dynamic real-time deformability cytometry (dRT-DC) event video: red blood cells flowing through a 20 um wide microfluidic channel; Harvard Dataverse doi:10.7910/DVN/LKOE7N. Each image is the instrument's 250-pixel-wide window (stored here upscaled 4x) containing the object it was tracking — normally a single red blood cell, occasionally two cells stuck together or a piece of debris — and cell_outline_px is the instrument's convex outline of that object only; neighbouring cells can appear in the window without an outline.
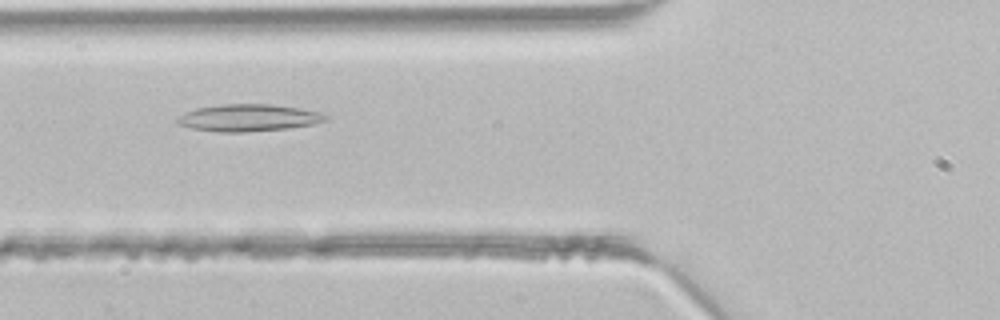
{"species": "common noctule bat (a hibernating species)", "species_latin": "Nyctalus noctula", "temperature_condition": "room temperature", "stored_images_in_passage": 4, "camera_frame_rate_fps": 3000, "um_per_image_px": 0.085, "animal": {"sex": "male", "body_mass_g": 21.5, "forearm_length_mm": 52.0}, "frame": {"image": 1, "passage_image": 4, "time_ms": 1.0, "image_size_px": [1000, 320], "cell_outline_px": [[328, 120], [312, 124], [288, 128], [244, 132], [220, 132], [192, 128], [180, 124], [176, 120], [176, 116], [184, 112], [196, 108], [224, 104], [272, 104], [300, 108], [324, 112], [328, 116]], "centroid_in_image_um": [21.15, 10.0], "position_along_channel_um": 104.7, "area_um2": 23.47}}